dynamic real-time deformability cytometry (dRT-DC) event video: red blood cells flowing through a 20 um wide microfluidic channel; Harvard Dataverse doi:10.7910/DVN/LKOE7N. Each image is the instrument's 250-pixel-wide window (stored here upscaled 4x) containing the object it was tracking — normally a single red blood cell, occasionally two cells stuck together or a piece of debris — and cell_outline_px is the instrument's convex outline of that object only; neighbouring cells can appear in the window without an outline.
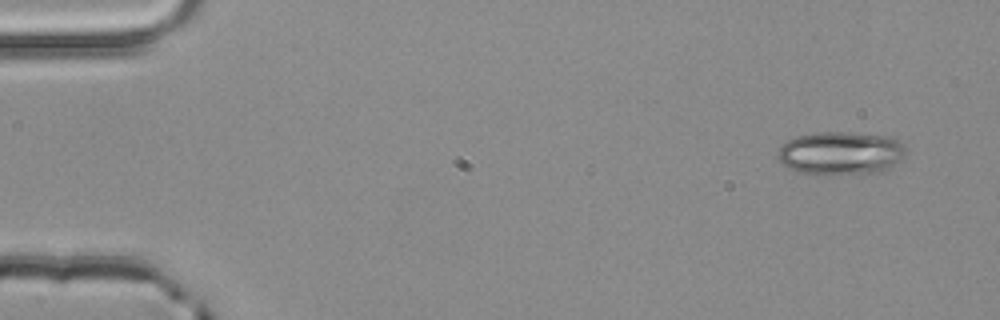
{"species": "common noctule bat (a hibernating species)", "species_latin": "Nyctalus noctula", "temperature_condition": "room temperature", "stored_images_in_passage": 6, "camera_frame_rate_fps": 3000, "um_per_image_px": 0.085, "animal": {"sex": "male", "body_mass_g": 20.4}, "frame": {"image": 1, "passage_image": 1, "time_ms": 0.0, "image_size_px": [1000, 320], "cell_outline_px": [[904, 156], [900, 160], [884, 172], [800, 172], [788, 168], [776, 156], [776, 152], [780, 144], [796, 136], [816, 132], [848, 132], [888, 136], [900, 140], [904, 144]], "centroid_in_image_um": [71.45, 12.97], "position_along_channel_um": 13.5, "area_um2": 31.79}}
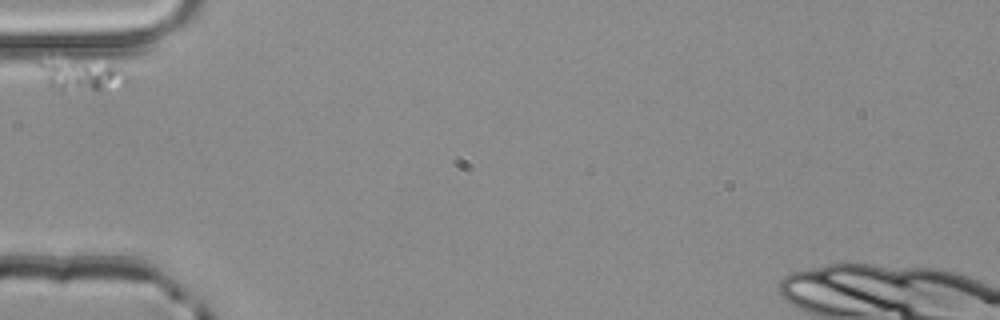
{"frame": {"image": 2, "passage_image": 4, "time_ms": 1.0, "image_size_px": [1000, 320], "cell_outline_px": [[128, 88], [60, 92], [48, 84], [36, 64], [36, 60], [120, 64], [128, 72]], "centroid_in_image_um": [7.07, 6.43], "position_along_channel_um": 77.9, "area_um2": 16.7}}